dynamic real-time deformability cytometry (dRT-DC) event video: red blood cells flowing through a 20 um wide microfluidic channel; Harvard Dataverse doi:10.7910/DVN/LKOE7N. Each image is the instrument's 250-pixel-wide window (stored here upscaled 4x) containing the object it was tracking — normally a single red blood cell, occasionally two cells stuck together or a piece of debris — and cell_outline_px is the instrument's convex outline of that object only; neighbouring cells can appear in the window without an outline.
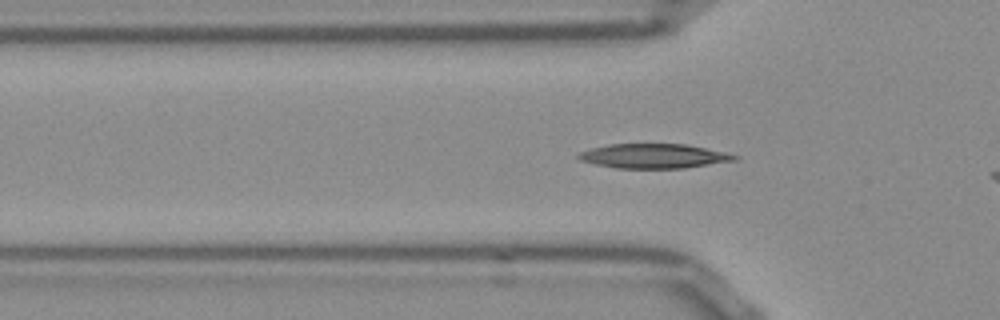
{"species": "Egyptian fruit bat (a non-hibernating species)", "species_latin": "Rousettus aegyptiacus", "temperature_condition": "room temperature", "stored_images_in_passage": 11, "camera_frame_rate_fps": 3000, "um_per_image_px": 0.085, "frame": {"image": 1, "passage_image": 8, "time_ms": 2.333, "image_size_px": [1000, 320], "cell_outline_px": [[740, 156], [736, 160], [684, 168], [616, 168], [596, 164], [580, 160], [576, 156], [580, 152], [592, 148], [608, 144], [688, 144], [728, 152]], "centroid_in_image_um": [55.61, 13.25], "position_along_channel_um": 70.2, "area_um2": 22.31}}